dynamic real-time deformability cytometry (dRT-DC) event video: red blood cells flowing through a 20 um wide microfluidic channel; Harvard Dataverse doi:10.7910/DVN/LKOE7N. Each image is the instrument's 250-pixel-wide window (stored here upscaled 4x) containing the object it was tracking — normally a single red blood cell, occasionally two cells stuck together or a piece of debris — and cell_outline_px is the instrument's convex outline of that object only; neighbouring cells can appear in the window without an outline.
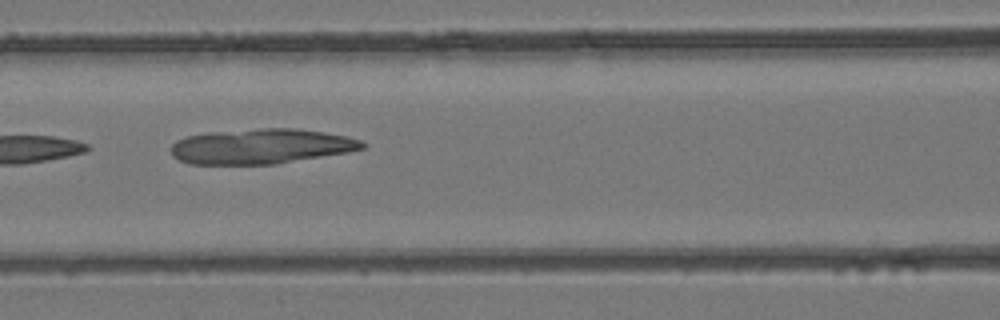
{"species": "common noctule bat (a hibernating species)", "species_latin": "Nyctalus noctula", "temperature_condition": "room temperature", "stored_images_in_passage": 5, "camera_frame_rate_fps": 3000, "um_per_image_px": 0.085, "animal": {"sex": "female", "body_mass_g": 24.6, "forearm_length_mm": 56.2}, "frame": {"image": 1, "passage_image": 5, "time_ms": 1.333, "image_size_px": [1000, 320], "cell_outline_px": [[368, 144], [364, 148], [348, 152], [276, 164], [188, 164], [172, 156], [172, 144], [176, 140], [188, 136], [212, 132], [260, 128], [296, 128], [348, 136], [360, 140]], "centroid_in_image_um": [22.22, 12.44], "position_along_channel_um": 144.4, "area_um2": 39.07}}